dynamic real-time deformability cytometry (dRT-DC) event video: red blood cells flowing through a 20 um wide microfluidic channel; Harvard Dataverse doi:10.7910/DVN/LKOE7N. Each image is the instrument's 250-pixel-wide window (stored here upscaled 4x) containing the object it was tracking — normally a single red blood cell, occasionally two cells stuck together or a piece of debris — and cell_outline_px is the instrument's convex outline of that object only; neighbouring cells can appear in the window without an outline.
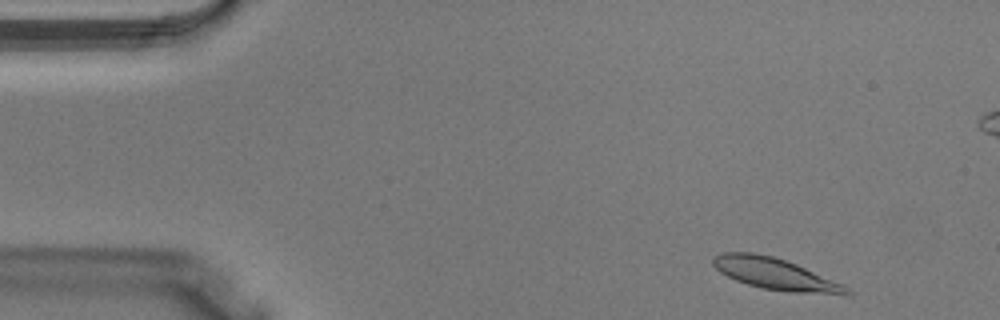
{"species": "Egyptian fruit bat (a non-hibernating species)", "species_latin": "Rousettus aegyptiacus", "temperature_condition": "warm", "stored_images_in_passage": 38, "camera_frame_rate_fps": 3000, "um_per_image_px": 0.085, "animal": {"sex": "male"}, "frame": {"image": 1, "passage_image": 2, "time_ms": 0.333, "image_size_px": [1000, 320], "cell_outline_px": [[852, 292], [848, 296], [844, 296], [788, 292], [760, 288], [736, 280], [720, 272], [712, 264], [712, 256], [724, 252], [752, 252], [772, 256], [796, 264], [840, 284], [848, 288]], "centroid_in_image_um": [65.89, 23.31], "position_along_channel_um": 19.1, "area_um2": 24.51}}
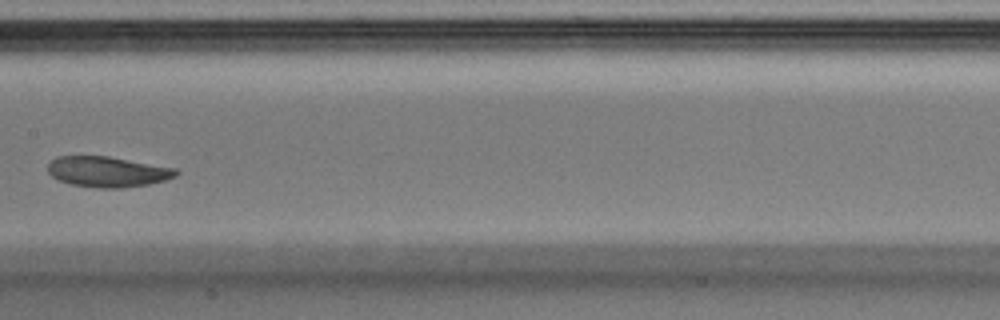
{"frame": {"image": 2, "passage_image": 18, "time_ms": 5.667, "image_size_px": [1000, 320], "cell_outline_px": [[180, 172], [176, 176], [164, 180], [148, 184], [120, 188], [100, 188], [72, 184], [60, 180], [52, 176], [48, 172], [48, 164], [56, 156], [108, 156], [176, 168]], "centroid_in_image_um": [9.15, 14.59], "position_along_channel_um": 198.2, "area_um2": 22.66}}
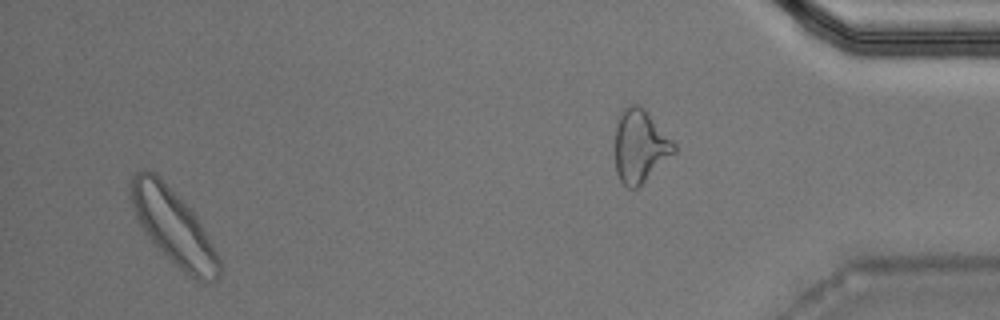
{"frame": {"image": 3, "passage_image": 36, "time_ms": 11.667, "image_size_px": [1000, 320], "cell_outline_px": [[220, 276], [216, 280], [196, 280], [188, 276], [144, 232], [136, 216], [128, 196], [128, 184], [132, 176], [136, 172], [156, 172], [192, 208], [212, 244], [220, 260]], "centroid_in_image_um": [14.72, 19.21], "position_along_channel_um": 420.5, "area_um2": 38.44}}